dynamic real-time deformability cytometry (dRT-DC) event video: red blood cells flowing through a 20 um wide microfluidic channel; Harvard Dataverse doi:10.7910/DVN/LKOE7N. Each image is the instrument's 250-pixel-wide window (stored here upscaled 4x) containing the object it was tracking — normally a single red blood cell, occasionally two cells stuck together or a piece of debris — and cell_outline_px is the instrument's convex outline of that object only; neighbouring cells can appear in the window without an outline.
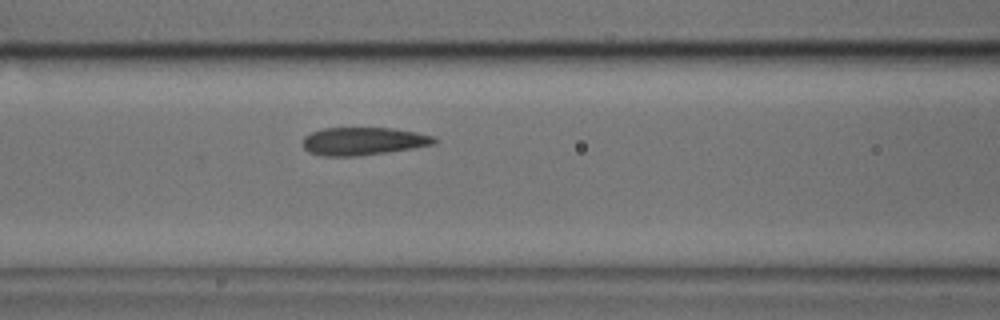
{"species": "common noctule bat (a hibernating species)", "species_latin": "Nyctalus noctula", "temperature_condition": "cold", "stored_images_in_passage": 36, "camera_frame_rate_fps": 3000, "um_per_image_px": 0.085, "animal": {"sex": "male", "body_mass_g": 17.9, "forearm_length_mm": 54.2}, "frame": {"image": 1, "passage_image": 15, "time_ms": 4.667, "image_size_px": [1000, 320], "cell_outline_px": [[440, 140], [436, 144], [416, 148], [360, 156], [320, 156], [308, 152], [304, 148], [304, 136], [312, 132], [324, 128], [392, 128], [416, 132], [432, 136]], "centroid_in_image_um": [30.91, 12.01], "position_along_channel_um": 135.7, "area_um2": 21.56}}
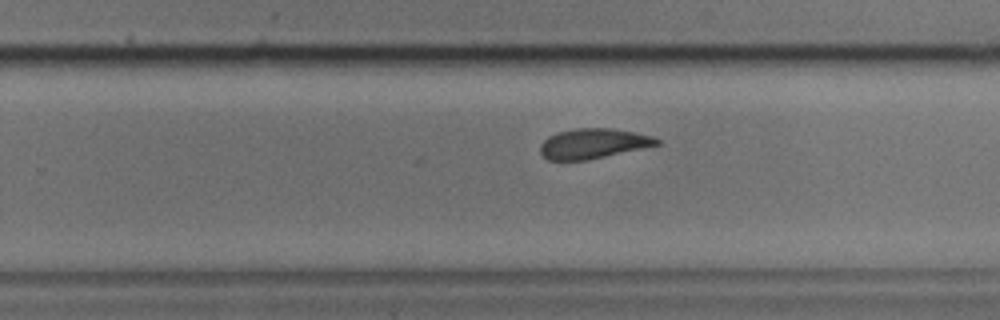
{"frame": {"image": 2, "passage_image": 26, "time_ms": 8.333, "image_size_px": [1000, 320], "cell_outline_px": [[660, 144], [604, 156], [584, 160], [548, 160], [540, 152], [540, 144], [548, 136], [556, 132], [576, 128], [616, 128], [636, 132], [652, 136], [660, 140]], "centroid_in_image_um": [50.4, 12.18], "position_along_channel_um": 279.4, "area_um2": 20.29}}
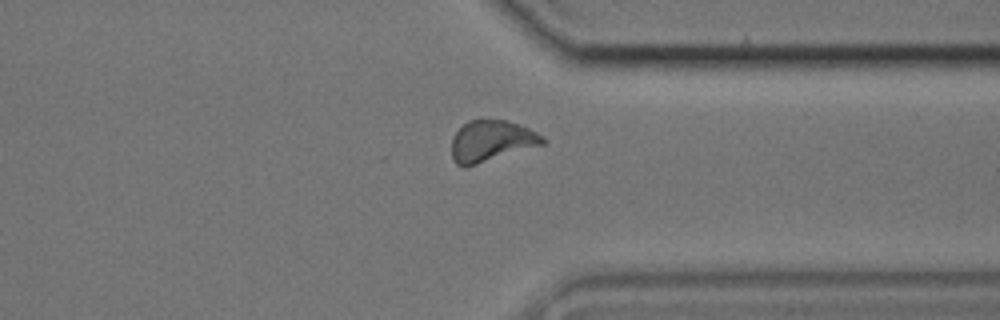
{"frame": {"image": 3, "passage_image": 33, "time_ms": 10.667, "image_size_px": [1000, 320], "cell_outline_px": [[548, 140], [544, 144], [464, 168], [456, 164], [452, 160], [452, 140], [456, 132], [468, 120], [504, 120], [520, 124], [544, 136]], "centroid_in_image_um": [41.77, 12.0], "position_along_channel_um": 369.6, "area_um2": 21.85}}